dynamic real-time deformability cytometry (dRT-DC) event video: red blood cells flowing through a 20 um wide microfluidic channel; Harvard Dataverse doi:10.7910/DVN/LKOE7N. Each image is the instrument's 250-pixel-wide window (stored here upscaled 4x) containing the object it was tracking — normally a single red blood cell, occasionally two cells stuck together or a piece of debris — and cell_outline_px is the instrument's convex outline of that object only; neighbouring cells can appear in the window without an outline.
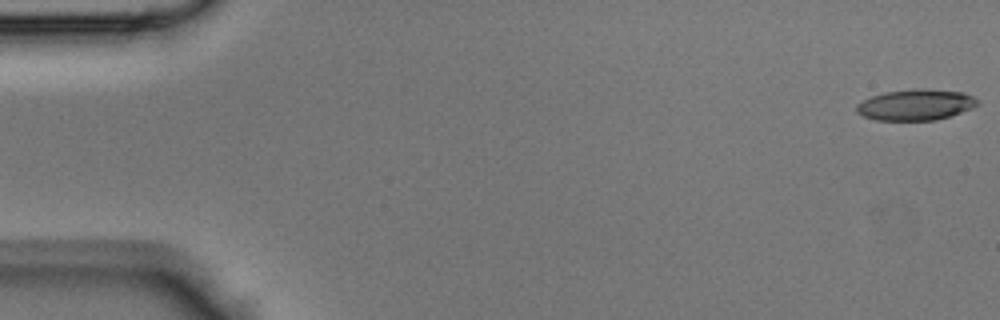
{"species": "Egyptian fruit bat (a non-hibernating species)", "species_latin": "Rousettus aegyptiacus", "temperature_condition": "room temperature", "stored_images_in_passage": 44, "camera_frame_rate_fps": 3000, "um_per_image_px": 0.085, "animal": {"sex": "male"}, "frame": {"image": 1, "passage_image": 1, "time_ms": 0.0, "image_size_px": [1000, 320], "cell_outline_px": [[980, 104], [972, 108], [936, 120], [876, 120], [864, 116], [856, 112], [856, 104], [872, 96], [884, 92], [916, 88], [924, 88], [964, 92], [980, 100]], "centroid_in_image_um": [77.85, 8.89], "position_along_channel_um": 7.1, "area_um2": 21.91}}
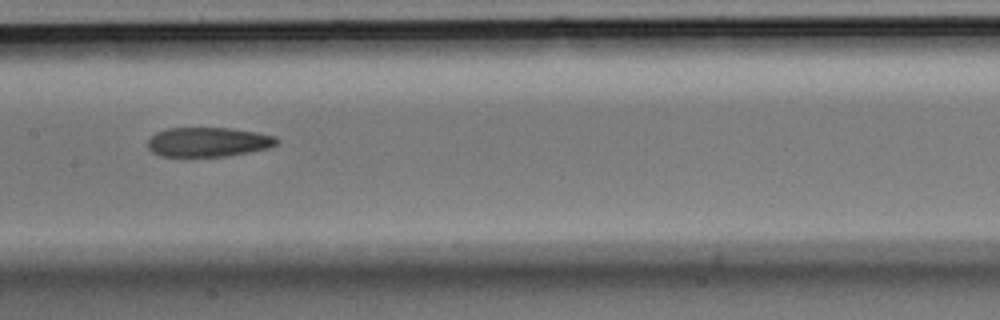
{"frame": {"image": 2, "passage_image": 22, "time_ms": 7.0, "image_size_px": [1000, 320], "cell_outline_px": [[280, 140], [276, 144], [268, 148], [228, 156], [160, 156], [152, 152], [148, 148], [148, 140], [156, 132], [168, 128], [228, 128], [256, 132], [276, 136]], "centroid_in_image_um": [17.7, 12.07], "position_along_channel_um": 189.7, "area_um2": 22.08}}
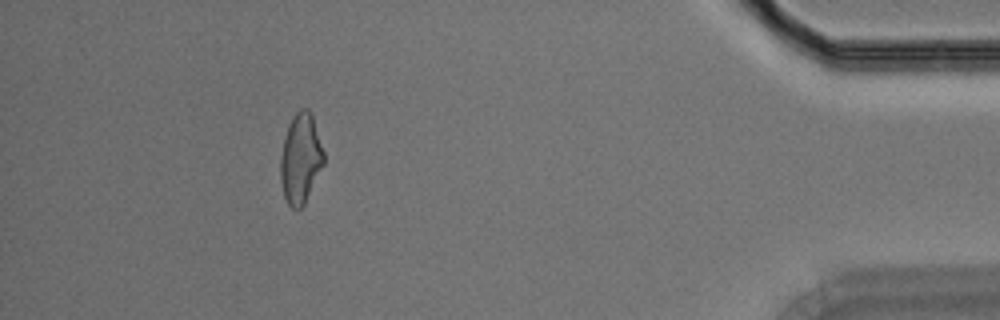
{"frame": {"image": 3, "passage_image": 40, "time_ms": 13.0, "image_size_px": [1000, 320], "cell_outline_px": [[324, 164], [304, 204], [300, 208], [292, 208], [288, 204], [284, 196], [280, 180], [280, 156], [284, 136], [288, 124], [292, 116], [300, 108], [308, 108], [312, 112], [324, 152]], "centroid_in_image_um": [25.54, 13.43], "position_along_channel_um": 409.7, "area_um2": 22.95}}